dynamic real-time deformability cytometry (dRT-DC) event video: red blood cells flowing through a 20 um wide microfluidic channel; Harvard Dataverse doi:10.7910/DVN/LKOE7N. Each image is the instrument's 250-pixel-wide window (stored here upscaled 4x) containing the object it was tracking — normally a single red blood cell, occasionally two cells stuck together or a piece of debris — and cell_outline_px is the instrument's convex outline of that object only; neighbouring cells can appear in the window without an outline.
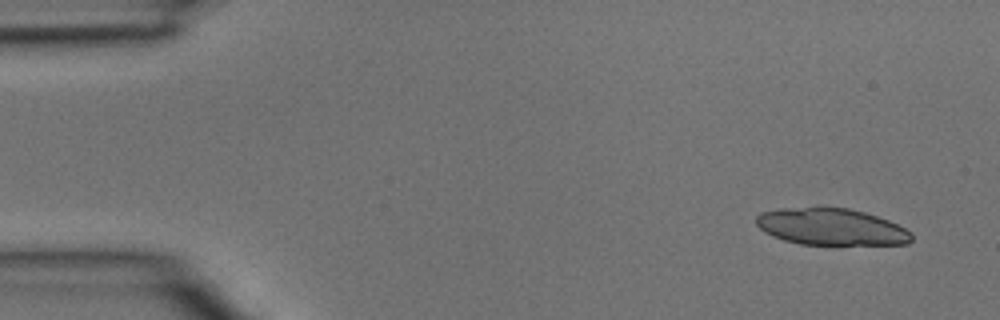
{"species": "common noctule bat (a hibernating species)", "species_latin": "Nyctalus noctula", "temperature_condition": "room temperature", "stored_images_in_passage": 4, "camera_frame_rate_fps": 3000, "um_per_image_px": 0.085, "animal": {"sex": "male", "body_mass_g": 15.6}, "frame": {"image": 1, "passage_image": 1, "time_ms": 0.0, "image_size_px": [1000, 320], "cell_outline_px": [[912, 240], [908, 244], [800, 244], [784, 240], [772, 236], [764, 232], [756, 224], [756, 216], [760, 212], [784, 208], [848, 208], [864, 212], [888, 220], [912, 232]], "centroid_in_image_um": [70.64, 19.28], "position_along_channel_um": 14.4, "area_um2": 33.0}}
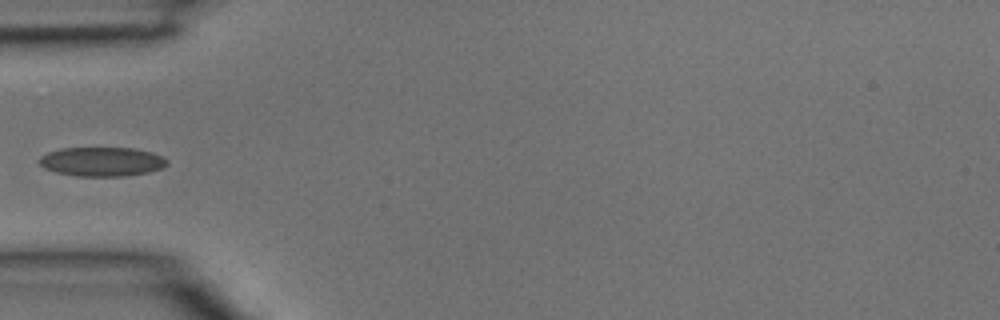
{"frame": {"image": 2, "passage_image": 4, "time_ms": 1.0, "image_size_px": [1000, 320], "cell_outline_px": [[168, 164], [160, 168], [148, 172], [124, 176], [76, 176], [56, 172], [44, 168], [36, 160], [40, 156], [48, 152], [60, 148], [132, 148], [152, 152], [164, 156], [168, 160]], "centroid_in_image_um": [8.64, 13.73], "position_along_channel_um": 76.4, "area_um2": 21.85}}